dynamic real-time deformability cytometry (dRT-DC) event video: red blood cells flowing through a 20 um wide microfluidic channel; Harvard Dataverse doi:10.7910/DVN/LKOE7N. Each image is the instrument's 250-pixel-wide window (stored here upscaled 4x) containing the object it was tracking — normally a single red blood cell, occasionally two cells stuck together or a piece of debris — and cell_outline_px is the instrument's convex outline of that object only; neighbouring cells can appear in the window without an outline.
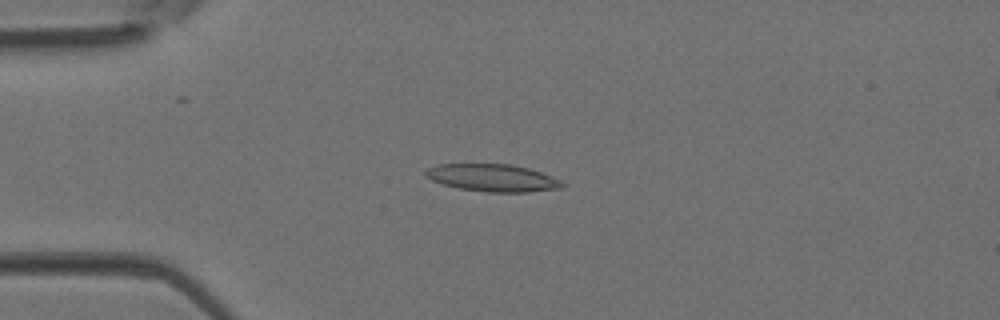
{"species": "Egyptian fruit bat (a non-hibernating species)", "species_latin": "Rousettus aegyptiacus", "temperature_condition": "room temperature", "stored_images_in_passage": 35, "camera_frame_rate_fps": 3000, "um_per_image_px": 0.085, "animal": {"sex": "female"}, "frame": {"image": 1, "passage_image": 6, "time_ms": 1.667, "image_size_px": [1000, 320], "cell_outline_px": [[568, 184], [564, 188], [528, 192], [488, 192], [460, 188], [444, 184], [432, 180], [424, 176], [424, 172], [428, 168], [436, 164], [512, 164], [528, 168], [552, 176]], "centroid_in_image_um": [41.91, 15.11], "position_along_channel_um": 43.1, "area_um2": 21.91}}
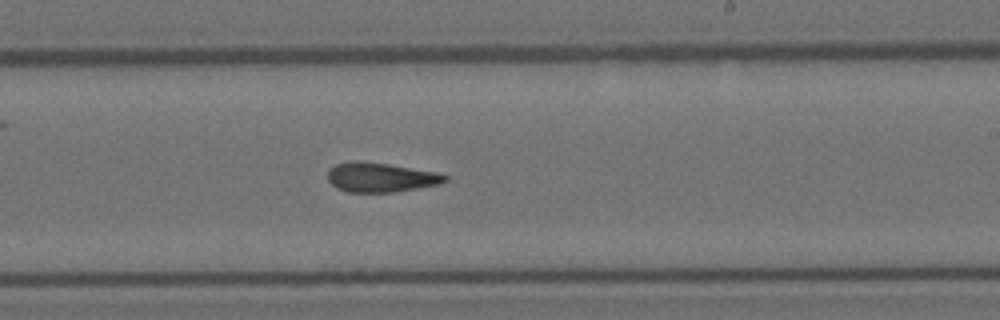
{"frame": {"image": 2, "passage_image": 22, "time_ms": 7.0, "image_size_px": [1000, 320], "cell_outline_px": [[448, 180], [440, 184], [392, 192], [348, 192], [336, 188], [328, 180], [328, 168], [336, 164], [356, 160], [388, 164], [440, 172], [448, 176]], "centroid_in_image_um": [32.36, 15.07], "position_along_channel_um": 256.6, "area_um2": 20.23}}
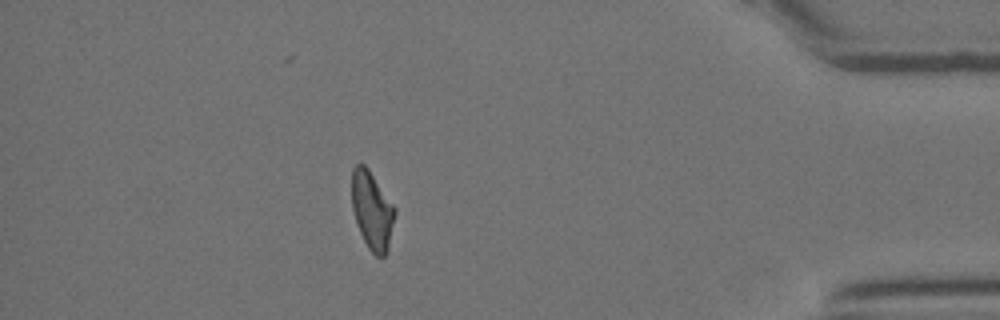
{"frame": {"image": 3, "passage_image": 35, "time_ms": 11.333, "image_size_px": [1000, 320], "cell_outline_px": [[396, 212], [388, 248], [384, 256], [376, 256], [368, 248], [360, 232], [352, 208], [352, 168], [356, 164], [364, 164], [368, 168], [396, 208]], "centroid_in_image_um": [31.63, 17.87], "position_along_channel_um": 403.6, "area_um2": 19.42}}